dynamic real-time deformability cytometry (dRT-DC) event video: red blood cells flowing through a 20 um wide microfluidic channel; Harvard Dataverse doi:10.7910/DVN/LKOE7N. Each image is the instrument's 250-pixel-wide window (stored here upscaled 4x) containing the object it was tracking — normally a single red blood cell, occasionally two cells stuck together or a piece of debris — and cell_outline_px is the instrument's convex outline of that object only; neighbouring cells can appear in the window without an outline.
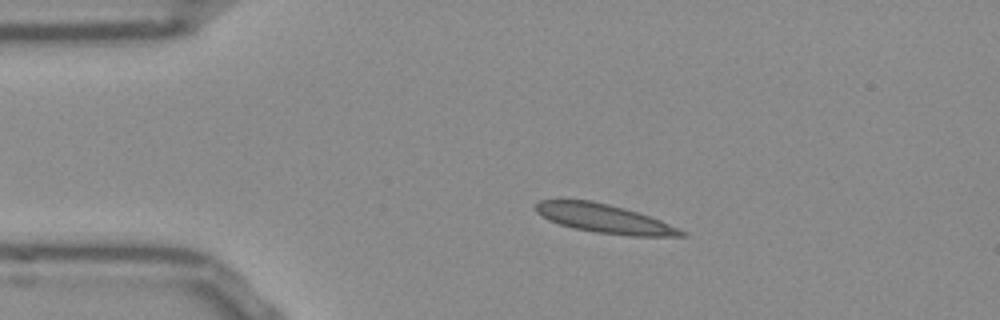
{"species": "Egyptian fruit bat (a non-hibernating species)", "species_latin": "Rousettus aegyptiacus", "temperature_condition": "room temperature", "stored_images_in_passage": 43, "camera_frame_rate_fps": 3000, "um_per_image_px": 0.085, "frame": {"image": 1, "passage_image": 1, "time_ms": 0.0, "image_size_px": [1000, 320], "cell_outline_px": [[688, 236], [628, 236], [596, 232], [572, 228], [548, 220], [536, 212], [536, 204], [540, 200], [592, 200], [624, 208], [660, 220], [688, 232]], "centroid_in_image_um": [51.39, 18.59], "position_along_channel_um": 33.6, "area_um2": 24.33}}
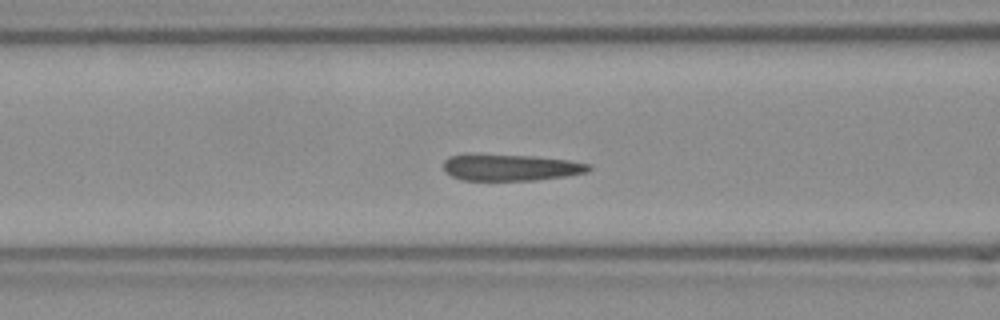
{"frame": {"image": 2, "passage_image": 11, "time_ms": 3.333, "image_size_px": [1000, 320], "cell_outline_px": [[592, 168], [588, 172], [564, 176], [536, 180], [460, 180], [444, 172], [444, 160], [448, 156], [464, 152], [468, 152], [536, 156], [568, 160], [592, 164]], "centroid_in_image_um": [43.33, 14.2], "position_along_channel_um": 123.3, "area_um2": 23.24}}
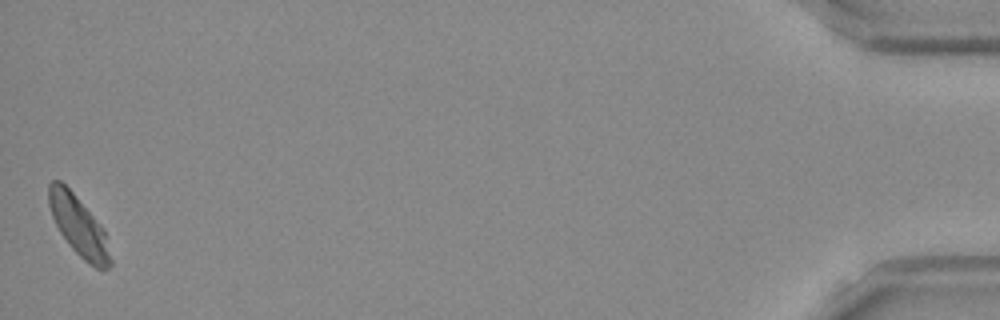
{"frame": {"image": 3, "passage_image": 43, "time_ms": 14.0, "image_size_px": [1000, 320], "cell_outline_px": [[112, 264], [108, 268], [96, 268], [88, 264], [68, 244], [60, 232], [52, 216], [48, 204], [48, 184], [52, 180], [60, 180], [72, 192], [104, 228], [112, 260]], "centroid_in_image_um": [6.69, 19.21], "position_along_channel_um": 428.5, "area_um2": 21.33}}